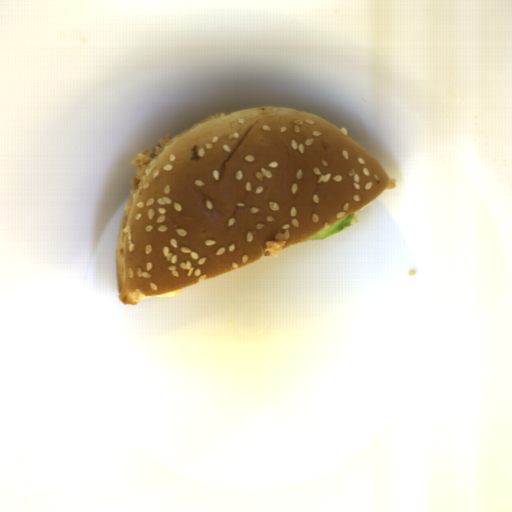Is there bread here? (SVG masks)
<instances>
[{
  "instance_id": "bread-1",
  "label": "bread",
  "mask_w": 512,
  "mask_h": 512,
  "mask_svg": "<svg viewBox=\"0 0 512 512\" xmlns=\"http://www.w3.org/2000/svg\"><path fill=\"white\" fill-rule=\"evenodd\" d=\"M201 122L146 165L122 215L115 264L123 305L257 262L397 186L362 145L316 115L254 107Z\"/></svg>"
}]
</instances>
